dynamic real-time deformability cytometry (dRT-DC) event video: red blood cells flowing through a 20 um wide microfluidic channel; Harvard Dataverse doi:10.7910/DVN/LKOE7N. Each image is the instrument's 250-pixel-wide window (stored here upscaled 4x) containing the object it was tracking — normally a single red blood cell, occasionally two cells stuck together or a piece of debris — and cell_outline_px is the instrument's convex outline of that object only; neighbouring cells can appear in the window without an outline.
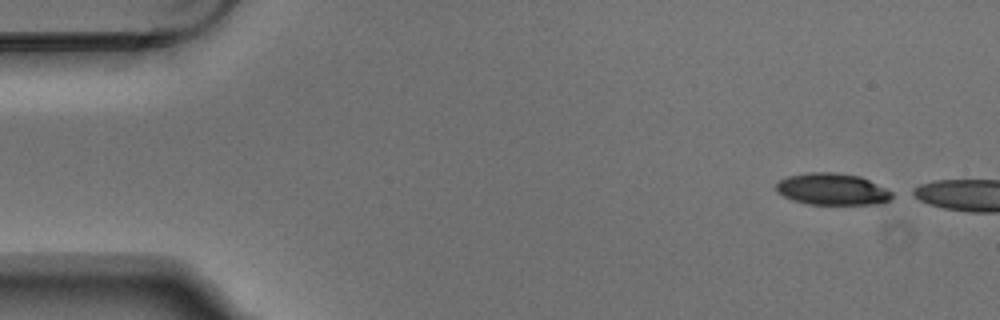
{"species": "Egyptian fruit bat (a non-hibernating species)", "species_latin": "Rousettus aegyptiacus", "temperature_condition": "warm", "stored_images_in_passage": 2, "camera_frame_rate_fps": 3000, "um_per_image_px": 0.085, "animal": {"sex": "male"}, "frame": {"image": 1, "passage_image": 1, "time_ms": 0.0, "image_size_px": [1000, 320], "cell_outline_px": [[892, 196], [884, 204], [808, 204], [792, 200], [776, 192], [776, 184], [780, 180], [788, 176], [812, 172], [836, 172], [860, 176], [892, 192]], "centroid_in_image_um": [70.72, 16.08], "position_along_channel_um": 14.3, "area_um2": 21.33}}